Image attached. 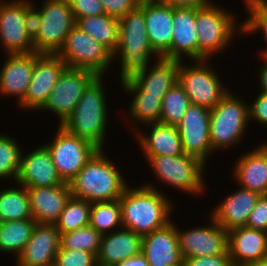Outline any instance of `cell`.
<instances>
[{"instance_id": "obj_1", "label": "cell", "mask_w": 267, "mask_h": 266, "mask_svg": "<svg viewBox=\"0 0 267 266\" xmlns=\"http://www.w3.org/2000/svg\"><path fill=\"white\" fill-rule=\"evenodd\" d=\"M123 228L130 229L144 236L154 230L163 228L171 221L169 213L172 202L165 198L153 185L137 189L127 186L119 198Z\"/></svg>"}, {"instance_id": "obj_2", "label": "cell", "mask_w": 267, "mask_h": 266, "mask_svg": "<svg viewBox=\"0 0 267 266\" xmlns=\"http://www.w3.org/2000/svg\"><path fill=\"white\" fill-rule=\"evenodd\" d=\"M98 150L69 182L73 197L90 203L117 200L127 187L117 167Z\"/></svg>"}, {"instance_id": "obj_3", "label": "cell", "mask_w": 267, "mask_h": 266, "mask_svg": "<svg viewBox=\"0 0 267 266\" xmlns=\"http://www.w3.org/2000/svg\"><path fill=\"white\" fill-rule=\"evenodd\" d=\"M119 44L113 54L121 56V81L132 79L148 69L151 54L157 55L148 40L144 19V0L139 6L119 19Z\"/></svg>"}, {"instance_id": "obj_4", "label": "cell", "mask_w": 267, "mask_h": 266, "mask_svg": "<svg viewBox=\"0 0 267 266\" xmlns=\"http://www.w3.org/2000/svg\"><path fill=\"white\" fill-rule=\"evenodd\" d=\"M101 77L98 76L88 86L73 113L61 125L99 150H103L108 117Z\"/></svg>"}, {"instance_id": "obj_5", "label": "cell", "mask_w": 267, "mask_h": 266, "mask_svg": "<svg viewBox=\"0 0 267 266\" xmlns=\"http://www.w3.org/2000/svg\"><path fill=\"white\" fill-rule=\"evenodd\" d=\"M41 8L33 5L35 52L57 54L76 20L68 0H46Z\"/></svg>"}, {"instance_id": "obj_6", "label": "cell", "mask_w": 267, "mask_h": 266, "mask_svg": "<svg viewBox=\"0 0 267 266\" xmlns=\"http://www.w3.org/2000/svg\"><path fill=\"white\" fill-rule=\"evenodd\" d=\"M248 107L229 91L210 109L209 134L212 151L239 142L249 122Z\"/></svg>"}, {"instance_id": "obj_7", "label": "cell", "mask_w": 267, "mask_h": 266, "mask_svg": "<svg viewBox=\"0 0 267 266\" xmlns=\"http://www.w3.org/2000/svg\"><path fill=\"white\" fill-rule=\"evenodd\" d=\"M0 2V38L7 54L35 52L33 5L25 0Z\"/></svg>"}, {"instance_id": "obj_8", "label": "cell", "mask_w": 267, "mask_h": 266, "mask_svg": "<svg viewBox=\"0 0 267 266\" xmlns=\"http://www.w3.org/2000/svg\"><path fill=\"white\" fill-rule=\"evenodd\" d=\"M234 20L232 14L210 2L196 7L198 60H208L211 54L227 47L235 31Z\"/></svg>"}, {"instance_id": "obj_9", "label": "cell", "mask_w": 267, "mask_h": 266, "mask_svg": "<svg viewBox=\"0 0 267 266\" xmlns=\"http://www.w3.org/2000/svg\"><path fill=\"white\" fill-rule=\"evenodd\" d=\"M57 55L67 67L86 69L102 76L113 59V54L91 35L74 26Z\"/></svg>"}, {"instance_id": "obj_10", "label": "cell", "mask_w": 267, "mask_h": 266, "mask_svg": "<svg viewBox=\"0 0 267 266\" xmlns=\"http://www.w3.org/2000/svg\"><path fill=\"white\" fill-rule=\"evenodd\" d=\"M61 179L69 183L99 150L59 124L55 139L45 144Z\"/></svg>"}, {"instance_id": "obj_11", "label": "cell", "mask_w": 267, "mask_h": 266, "mask_svg": "<svg viewBox=\"0 0 267 266\" xmlns=\"http://www.w3.org/2000/svg\"><path fill=\"white\" fill-rule=\"evenodd\" d=\"M153 172L168 185L182 191L198 193L204 188V163L186 153L177 156H151Z\"/></svg>"}, {"instance_id": "obj_12", "label": "cell", "mask_w": 267, "mask_h": 266, "mask_svg": "<svg viewBox=\"0 0 267 266\" xmlns=\"http://www.w3.org/2000/svg\"><path fill=\"white\" fill-rule=\"evenodd\" d=\"M205 61H195L198 65L189 68L182 64L183 61H179L178 83L183 87L190 103L212 109L228 91Z\"/></svg>"}, {"instance_id": "obj_13", "label": "cell", "mask_w": 267, "mask_h": 266, "mask_svg": "<svg viewBox=\"0 0 267 266\" xmlns=\"http://www.w3.org/2000/svg\"><path fill=\"white\" fill-rule=\"evenodd\" d=\"M97 77L98 75L91 70L66 67L41 109L56 113L62 125L73 113L85 90Z\"/></svg>"}, {"instance_id": "obj_14", "label": "cell", "mask_w": 267, "mask_h": 266, "mask_svg": "<svg viewBox=\"0 0 267 266\" xmlns=\"http://www.w3.org/2000/svg\"><path fill=\"white\" fill-rule=\"evenodd\" d=\"M209 124L210 109L191 103L177 126L183 152L204 164L206 156L212 152Z\"/></svg>"}, {"instance_id": "obj_15", "label": "cell", "mask_w": 267, "mask_h": 266, "mask_svg": "<svg viewBox=\"0 0 267 266\" xmlns=\"http://www.w3.org/2000/svg\"><path fill=\"white\" fill-rule=\"evenodd\" d=\"M66 67V63L57 54L41 53L35 60L25 97L19 103L21 107L41 110Z\"/></svg>"}, {"instance_id": "obj_16", "label": "cell", "mask_w": 267, "mask_h": 266, "mask_svg": "<svg viewBox=\"0 0 267 266\" xmlns=\"http://www.w3.org/2000/svg\"><path fill=\"white\" fill-rule=\"evenodd\" d=\"M211 226L179 231V246L183 259L202 256H217L228 253V232L212 217Z\"/></svg>"}, {"instance_id": "obj_17", "label": "cell", "mask_w": 267, "mask_h": 266, "mask_svg": "<svg viewBox=\"0 0 267 266\" xmlns=\"http://www.w3.org/2000/svg\"><path fill=\"white\" fill-rule=\"evenodd\" d=\"M172 222L142 236V253L149 266L184 265L177 228Z\"/></svg>"}, {"instance_id": "obj_18", "label": "cell", "mask_w": 267, "mask_h": 266, "mask_svg": "<svg viewBox=\"0 0 267 266\" xmlns=\"http://www.w3.org/2000/svg\"><path fill=\"white\" fill-rule=\"evenodd\" d=\"M16 182L25 187H53L65 182L53 164L51 154L45 145L26 156H22Z\"/></svg>"}, {"instance_id": "obj_19", "label": "cell", "mask_w": 267, "mask_h": 266, "mask_svg": "<svg viewBox=\"0 0 267 266\" xmlns=\"http://www.w3.org/2000/svg\"><path fill=\"white\" fill-rule=\"evenodd\" d=\"M144 19L149 43L157 57L170 59L173 37V7L144 0Z\"/></svg>"}, {"instance_id": "obj_20", "label": "cell", "mask_w": 267, "mask_h": 266, "mask_svg": "<svg viewBox=\"0 0 267 266\" xmlns=\"http://www.w3.org/2000/svg\"><path fill=\"white\" fill-rule=\"evenodd\" d=\"M159 61L150 72L143 71L132 79L122 82L129 93H147L152 96H164L167 91L178 81L179 61L159 57Z\"/></svg>"}, {"instance_id": "obj_21", "label": "cell", "mask_w": 267, "mask_h": 266, "mask_svg": "<svg viewBox=\"0 0 267 266\" xmlns=\"http://www.w3.org/2000/svg\"><path fill=\"white\" fill-rule=\"evenodd\" d=\"M61 235L55 224L36 223L32 235L17 259L18 266H47L55 263Z\"/></svg>"}, {"instance_id": "obj_22", "label": "cell", "mask_w": 267, "mask_h": 266, "mask_svg": "<svg viewBox=\"0 0 267 266\" xmlns=\"http://www.w3.org/2000/svg\"><path fill=\"white\" fill-rule=\"evenodd\" d=\"M228 253L232 265H257L267 254V232L247 226L230 230Z\"/></svg>"}, {"instance_id": "obj_23", "label": "cell", "mask_w": 267, "mask_h": 266, "mask_svg": "<svg viewBox=\"0 0 267 266\" xmlns=\"http://www.w3.org/2000/svg\"><path fill=\"white\" fill-rule=\"evenodd\" d=\"M32 218L36 223L55 224L72 196L69 183L53 187H26Z\"/></svg>"}, {"instance_id": "obj_24", "label": "cell", "mask_w": 267, "mask_h": 266, "mask_svg": "<svg viewBox=\"0 0 267 266\" xmlns=\"http://www.w3.org/2000/svg\"><path fill=\"white\" fill-rule=\"evenodd\" d=\"M40 54H8V60L0 71V93L17 95L20 103L30 84L35 60Z\"/></svg>"}, {"instance_id": "obj_25", "label": "cell", "mask_w": 267, "mask_h": 266, "mask_svg": "<svg viewBox=\"0 0 267 266\" xmlns=\"http://www.w3.org/2000/svg\"><path fill=\"white\" fill-rule=\"evenodd\" d=\"M196 8H173V37L170 59L181 61L182 54L192 61H198V42L196 34Z\"/></svg>"}, {"instance_id": "obj_26", "label": "cell", "mask_w": 267, "mask_h": 266, "mask_svg": "<svg viewBox=\"0 0 267 266\" xmlns=\"http://www.w3.org/2000/svg\"><path fill=\"white\" fill-rule=\"evenodd\" d=\"M259 197L257 192L241 188L217 205L211 216L227 232L244 227Z\"/></svg>"}, {"instance_id": "obj_27", "label": "cell", "mask_w": 267, "mask_h": 266, "mask_svg": "<svg viewBox=\"0 0 267 266\" xmlns=\"http://www.w3.org/2000/svg\"><path fill=\"white\" fill-rule=\"evenodd\" d=\"M125 229V230H124ZM142 252V236L122 228L112 234H103L97 254V265L113 266Z\"/></svg>"}, {"instance_id": "obj_28", "label": "cell", "mask_w": 267, "mask_h": 266, "mask_svg": "<svg viewBox=\"0 0 267 266\" xmlns=\"http://www.w3.org/2000/svg\"><path fill=\"white\" fill-rule=\"evenodd\" d=\"M238 161L234 175L242 185L241 188L260 195L267 194V151L260 146L243 155Z\"/></svg>"}, {"instance_id": "obj_29", "label": "cell", "mask_w": 267, "mask_h": 266, "mask_svg": "<svg viewBox=\"0 0 267 266\" xmlns=\"http://www.w3.org/2000/svg\"><path fill=\"white\" fill-rule=\"evenodd\" d=\"M151 133L148 136L139 134L140 144L147 159L151 156H177L183 154L180 134L177 126L163 123H150Z\"/></svg>"}, {"instance_id": "obj_30", "label": "cell", "mask_w": 267, "mask_h": 266, "mask_svg": "<svg viewBox=\"0 0 267 266\" xmlns=\"http://www.w3.org/2000/svg\"><path fill=\"white\" fill-rule=\"evenodd\" d=\"M76 26L91 35L96 41L114 54L119 44V19L107 14L76 19Z\"/></svg>"}, {"instance_id": "obj_31", "label": "cell", "mask_w": 267, "mask_h": 266, "mask_svg": "<svg viewBox=\"0 0 267 266\" xmlns=\"http://www.w3.org/2000/svg\"><path fill=\"white\" fill-rule=\"evenodd\" d=\"M35 225L34 219L1 222L0 251L14 252L19 257L29 241Z\"/></svg>"}, {"instance_id": "obj_32", "label": "cell", "mask_w": 267, "mask_h": 266, "mask_svg": "<svg viewBox=\"0 0 267 266\" xmlns=\"http://www.w3.org/2000/svg\"><path fill=\"white\" fill-rule=\"evenodd\" d=\"M33 219L27 188H8L0 192V223Z\"/></svg>"}, {"instance_id": "obj_33", "label": "cell", "mask_w": 267, "mask_h": 266, "mask_svg": "<svg viewBox=\"0 0 267 266\" xmlns=\"http://www.w3.org/2000/svg\"><path fill=\"white\" fill-rule=\"evenodd\" d=\"M90 209V202L71 196L55 223L60 235L89 225Z\"/></svg>"}, {"instance_id": "obj_34", "label": "cell", "mask_w": 267, "mask_h": 266, "mask_svg": "<svg viewBox=\"0 0 267 266\" xmlns=\"http://www.w3.org/2000/svg\"><path fill=\"white\" fill-rule=\"evenodd\" d=\"M190 104L183 87L177 81L162 99L159 123L178 126Z\"/></svg>"}, {"instance_id": "obj_35", "label": "cell", "mask_w": 267, "mask_h": 266, "mask_svg": "<svg viewBox=\"0 0 267 266\" xmlns=\"http://www.w3.org/2000/svg\"><path fill=\"white\" fill-rule=\"evenodd\" d=\"M89 225L102 235L107 234L108 229L123 226L119 199L91 203Z\"/></svg>"}, {"instance_id": "obj_36", "label": "cell", "mask_w": 267, "mask_h": 266, "mask_svg": "<svg viewBox=\"0 0 267 266\" xmlns=\"http://www.w3.org/2000/svg\"><path fill=\"white\" fill-rule=\"evenodd\" d=\"M101 240L102 234L97 232L90 225H87L74 231L61 234L60 245L64 249L83 250L97 257Z\"/></svg>"}, {"instance_id": "obj_37", "label": "cell", "mask_w": 267, "mask_h": 266, "mask_svg": "<svg viewBox=\"0 0 267 266\" xmlns=\"http://www.w3.org/2000/svg\"><path fill=\"white\" fill-rule=\"evenodd\" d=\"M132 94H135V96L129 108L133 120L146 123V125L147 123L159 122L164 96H152L147 95V93Z\"/></svg>"}, {"instance_id": "obj_38", "label": "cell", "mask_w": 267, "mask_h": 266, "mask_svg": "<svg viewBox=\"0 0 267 266\" xmlns=\"http://www.w3.org/2000/svg\"><path fill=\"white\" fill-rule=\"evenodd\" d=\"M20 146L11 137L0 135V177L12 176L16 179L20 160Z\"/></svg>"}, {"instance_id": "obj_39", "label": "cell", "mask_w": 267, "mask_h": 266, "mask_svg": "<svg viewBox=\"0 0 267 266\" xmlns=\"http://www.w3.org/2000/svg\"><path fill=\"white\" fill-rule=\"evenodd\" d=\"M55 263L58 266H96L97 257L83 250L64 249L60 245L56 254Z\"/></svg>"}, {"instance_id": "obj_40", "label": "cell", "mask_w": 267, "mask_h": 266, "mask_svg": "<svg viewBox=\"0 0 267 266\" xmlns=\"http://www.w3.org/2000/svg\"><path fill=\"white\" fill-rule=\"evenodd\" d=\"M75 20L105 14L100 0H68Z\"/></svg>"}, {"instance_id": "obj_41", "label": "cell", "mask_w": 267, "mask_h": 266, "mask_svg": "<svg viewBox=\"0 0 267 266\" xmlns=\"http://www.w3.org/2000/svg\"><path fill=\"white\" fill-rule=\"evenodd\" d=\"M141 0H100L105 14L121 19L130 11L136 9Z\"/></svg>"}, {"instance_id": "obj_42", "label": "cell", "mask_w": 267, "mask_h": 266, "mask_svg": "<svg viewBox=\"0 0 267 266\" xmlns=\"http://www.w3.org/2000/svg\"><path fill=\"white\" fill-rule=\"evenodd\" d=\"M246 226L267 232V194L260 195L251 211Z\"/></svg>"}, {"instance_id": "obj_43", "label": "cell", "mask_w": 267, "mask_h": 266, "mask_svg": "<svg viewBox=\"0 0 267 266\" xmlns=\"http://www.w3.org/2000/svg\"><path fill=\"white\" fill-rule=\"evenodd\" d=\"M247 10L250 11V18H248L242 26H239L240 33L242 32H256L257 30L262 31L264 33V40L267 42V19L264 18L247 0ZM262 56L267 52V49L262 51Z\"/></svg>"}, {"instance_id": "obj_44", "label": "cell", "mask_w": 267, "mask_h": 266, "mask_svg": "<svg viewBox=\"0 0 267 266\" xmlns=\"http://www.w3.org/2000/svg\"><path fill=\"white\" fill-rule=\"evenodd\" d=\"M185 266H232L230 255L202 256L184 259Z\"/></svg>"}, {"instance_id": "obj_45", "label": "cell", "mask_w": 267, "mask_h": 266, "mask_svg": "<svg viewBox=\"0 0 267 266\" xmlns=\"http://www.w3.org/2000/svg\"><path fill=\"white\" fill-rule=\"evenodd\" d=\"M250 118L258 120L260 123L267 124V94L259 93L251 107H248Z\"/></svg>"}, {"instance_id": "obj_46", "label": "cell", "mask_w": 267, "mask_h": 266, "mask_svg": "<svg viewBox=\"0 0 267 266\" xmlns=\"http://www.w3.org/2000/svg\"><path fill=\"white\" fill-rule=\"evenodd\" d=\"M159 3L169 5L173 8H183V7H202L206 5L208 0H156Z\"/></svg>"}, {"instance_id": "obj_47", "label": "cell", "mask_w": 267, "mask_h": 266, "mask_svg": "<svg viewBox=\"0 0 267 266\" xmlns=\"http://www.w3.org/2000/svg\"><path fill=\"white\" fill-rule=\"evenodd\" d=\"M113 266H149L145 255L141 252L138 255L127 258L122 262H118Z\"/></svg>"}, {"instance_id": "obj_48", "label": "cell", "mask_w": 267, "mask_h": 266, "mask_svg": "<svg viewBox=\"0 0 267 266\" xmlns=\"http://www.w3.org/2000/svg\"><path fill=\"white\" fill-rule=\"evenodd\" d=\"M264 18L267 19V0H247Z\"/></svg>"}, {"instance_id": "obj_49", "label": "cell", "mask_w": 267, "mask_h": 266, "mask_svg": "<svg viewBox=\"0 0 267 266\" xmlns=\"http://www.w3.org/2000/svg\"><path fill=\"white\" fill-rule=\"evenodd\" d=\"M260 83H261V87H262V93H266L267 94V63L265 62L264 67L261 69L260 71Z\"/></svg>"}, {"instance_id": "obj_50", "label": "cell", "mask_w": 267, "mask_h": 266, "mask_svg": "<svg viewBox=\"0 0 267 266\" xmlns=\"http://www.w3.org/2000/svg\"><path fill=\"white\" fill-rule=\"evenodd\" d=\"M257 266H267V254L261 259Z\"/></svg>"}, {"instance_id": "obj_51", "label": "cell", "mask_w": 267, "mask_h": 266, "mask_svg": "<svg viewBox=\"0 0 267 266\" xmlns=\"http://www.w3.org/2000/svg\"><path fill=\"white\" fill-rule=\"evenodd\" d=\"M265 62L267 63V52L263 55Z\"/></svg>"}, {"instance_id": "obj_52", "label": "cell", "mask_w": 267, "mask_h": 266, "mask_svg": "<svg viewBox=\"0 0 267 266\" xmlns=\"http://www.w3.org/2000/svg\"><path fill=\"white\" fill-rule=\"evenodd\" d=\"M261 146L267 151V144L263 143Z\"/></svg>"}, {"instance_id": "obj_53", "label": "cell", "mask_w": 267, "mask_h": 266, "mask_svg": "<svg viewBox=\"0 0 267 266\" xmlns=\"http://www.w3.org/2000/svg\"><path fill=\"white\" fill-rule=\"evenodd\" d=\"M47 266H58L56 263H53V264H50V265H47Z\"/></svg>"}]
</instances>
